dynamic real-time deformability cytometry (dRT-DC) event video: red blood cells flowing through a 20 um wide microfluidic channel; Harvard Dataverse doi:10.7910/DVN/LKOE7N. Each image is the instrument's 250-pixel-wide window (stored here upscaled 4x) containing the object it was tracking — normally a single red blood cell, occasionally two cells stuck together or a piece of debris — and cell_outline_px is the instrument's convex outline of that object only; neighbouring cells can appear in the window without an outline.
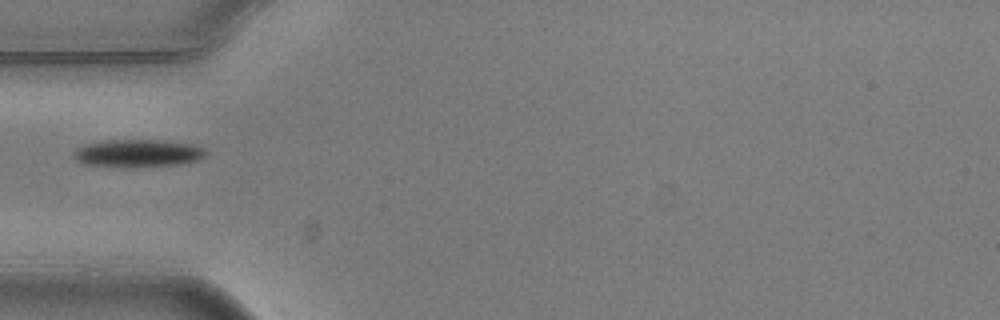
{"species": "common noctule bat (a hibernating species)", "species_latin": "Nyctalus noctula", "temperature_condition": "warm", "stored_images_in_passage": 1, "camera_frame_rate_fps": 3000, "um_per_image_px": 0.085, "animal": {"sex": "male", "body_mass_g": 20.5, "forearm_length_mm": 52.5}, "frame": {"image": 1, "passage_image": 1, "time_ms": 0.0, "image_size_px": [1000, 320], "cell_outline_px": [[208, 152], [204, 156], [196, 160], [180, 164], [136, 168], [116, 168], [80, 164], [72, 156], [72, 152], [76, 148], [84, 144], [104, 140], [164, 140], [192, 144], [204, 148]], "centroid_in_image_um": [11.63, 13.05], "position_along_channel_um": 73.4, "area_um2": 22.08}}